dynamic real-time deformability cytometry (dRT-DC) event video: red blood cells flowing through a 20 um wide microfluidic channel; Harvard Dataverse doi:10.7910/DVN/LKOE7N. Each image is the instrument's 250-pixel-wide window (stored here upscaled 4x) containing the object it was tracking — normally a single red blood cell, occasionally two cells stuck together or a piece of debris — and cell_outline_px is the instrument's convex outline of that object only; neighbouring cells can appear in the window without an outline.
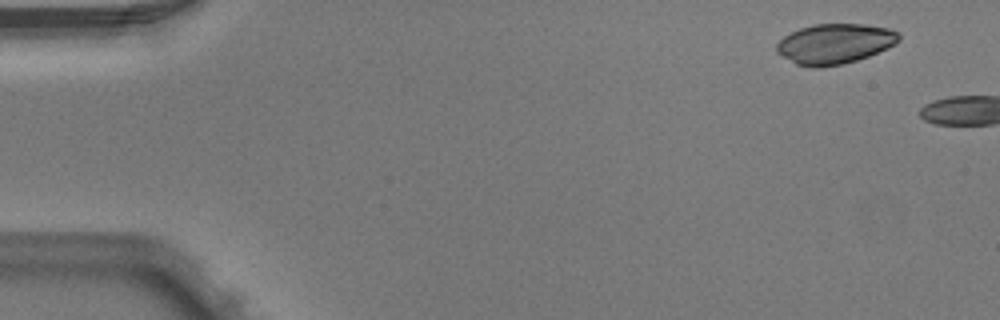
{"species": "Egyptian fruit bat (a non-hibernating species)", "species_latin": "Rousettus aegyptiacus", "temperature_condition": "warm", "stored_images_in_passage": 2, "camera_frame_rate_fps": 3000, "um_per_image_px": 0.085, "animal": {"sex": "male"}, "frame": {"image": 1, "passage_image": 1, "time_ms": 0.0, "image_size_px": [1000, 320], "cell_outline_px": [[900, 40], [888, 48], [868, 56], [856, 60], [840, 64], [820, 68], [812, 68], [796, 64], [776, 52], [776, 44], [784, 36], [800, 28], [812, 24], [864, 24], [888, 28], [896, 32], [900, 36]], "centroid_in_image_um": [70.93, 3.72], "position_along_channel_um": 14.1, "area_um2": 28.5}}